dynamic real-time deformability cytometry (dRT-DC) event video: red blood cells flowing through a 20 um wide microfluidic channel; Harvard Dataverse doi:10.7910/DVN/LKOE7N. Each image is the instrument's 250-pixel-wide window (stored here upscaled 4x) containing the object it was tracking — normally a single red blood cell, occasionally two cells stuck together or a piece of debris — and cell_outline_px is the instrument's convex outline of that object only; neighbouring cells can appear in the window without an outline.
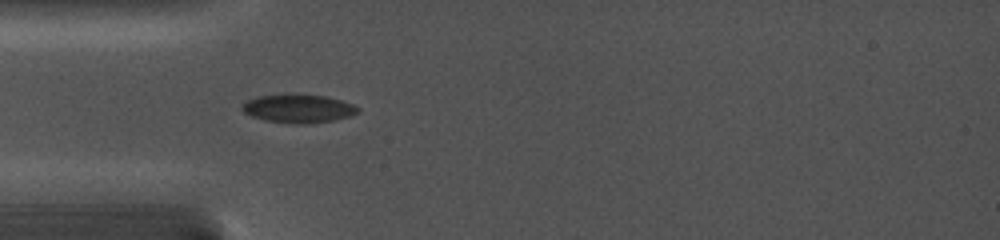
{"species": "common noctule bat (a hibernating species)", "species_latin": "Nyctalus noctula", "temperature_condition": "cold", "stored_images_in_passage": 28, "camera_frame_rate_fps": 5000, "um_per_image_px": 0.085, "animal": {"sex": "female", "body_mass_g": 19.0, "forearm_length_mm": 56.7}, "frame": {"image": 1, "passage_image": 4, "time_ms": 1.2, "image_size_px": [1000, 240], "cell_outline_px": [[360, 112], [352, 116], [332, 120], [308, 124], [296, 124], [264, 120], [252, 116], [244, 112], [240, 108], [248, 100], [256, 96], [284, 92], [324, 96], [340, 100], [352, 104], [360, 108]], "centroid_in_image_um": [25.35, 9.2], "position_along_channel_um": 59.7, "area_um2": 19.59}}
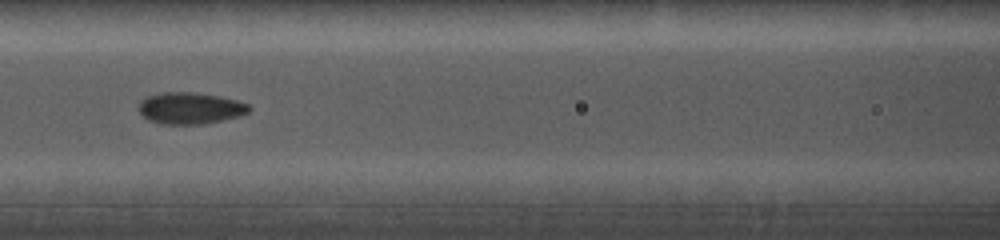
{"frame": {"image": 2, "passage_image": 11, "time_ms": 3.6, "image_size_px": [1000, 240], "cell_outline_px": [[252, 108], [248, 112], [236, 116], [220, 120], [200, 124], [160, 124], [148, 120], [140, 112], [140, 100], [148, 96], [164, 92], [196, 92], [220, 96], [236, 100], [248, 104]], "centroid_in_image_um": [16.15, 9.18], "position_along_channel_um": 150.4, "area_um2": 20.11}}
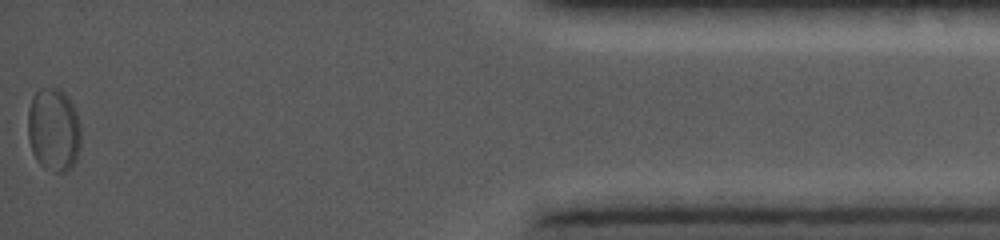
{"frame": {"image": 3, "passage_image": 28, "time_ms": 12.4, "image_size_px": [1000, 240], "cell_outline_px": [[80, 148], [76, 160], [72, 168], [64, 172], [56, 172], [44, 168], [36, 160], [32, 152], [28, 140], [28, 108], [32, 96], [40, 88], [60, 88], [68, 96], [76, 108], [80, 124]], "centroid_in_image_um": [4.57, 11.02], "position_along_channel_um": 430.6, "area_um2": 26.36}}